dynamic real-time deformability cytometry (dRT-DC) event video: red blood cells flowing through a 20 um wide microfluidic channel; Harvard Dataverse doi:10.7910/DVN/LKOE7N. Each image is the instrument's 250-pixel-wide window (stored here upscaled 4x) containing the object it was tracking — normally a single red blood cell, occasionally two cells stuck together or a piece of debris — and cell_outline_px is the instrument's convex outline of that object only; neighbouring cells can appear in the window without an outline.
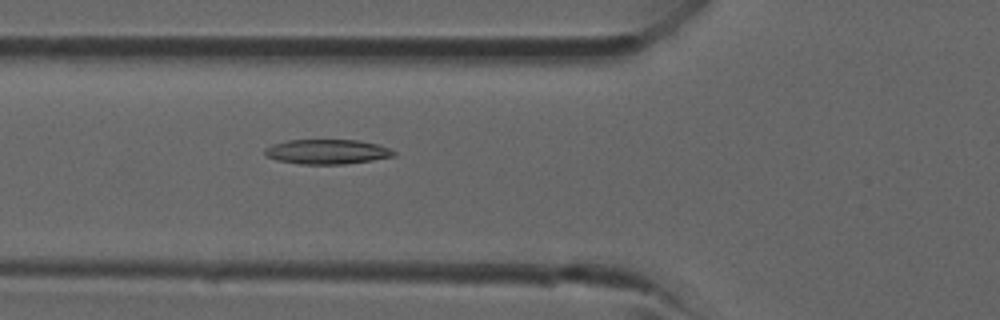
{"species": "common noctule bat (a hibernating species)", "species_latin": "Nyctalus noctula", "temperature_condition": "room temperature", "stored_images_in_passage": 38, "camera_frame_rate_fps": 3000, "um_per_image_px": 0.085, "animal": {"sex": "male", "forearm_length_mm": 52.5}, "frame": {"image": 1, "passage_image": 12, "time_ms": 3.667, "image_size_px": [1000, 320], "cell_outline_px": [[396, 156], [372, 160], [344, 164], [300, 164], [276, 160], [268, 156], [264, 152], [264, 148], [272, 144], [288, 140], [356, 140], [376, 144], [388, 148], [396, 152]], "centroid_in_image_um": [27.79, 12.9], "position_along_channel_um": 98.0, "area_um2": 18.5}}
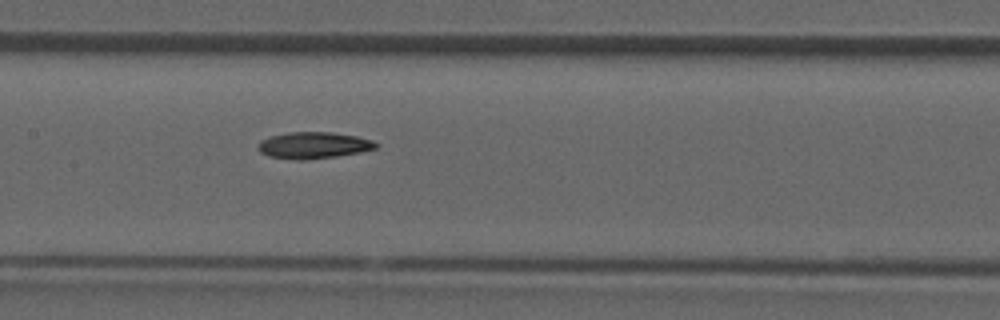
{"frame": {"image": 2, "passage_image": 17, "time_ms": 5.333, "image_size_px": [1000, 320], "cell_outline_px": [[380, 144], [376, 148], [360, 152], [332, 156], [300, 160], [296, 160], [268, 156], [260, 152], [256, 148], [256, 144], [260, 140], [272, 136], [288, 132], [332, 132], [356, 136], [372, 140]], "centroid_in_image_um": [26.61, 12.34], "position_along_channel_um": 180.8, "area_um2": 18.15}}
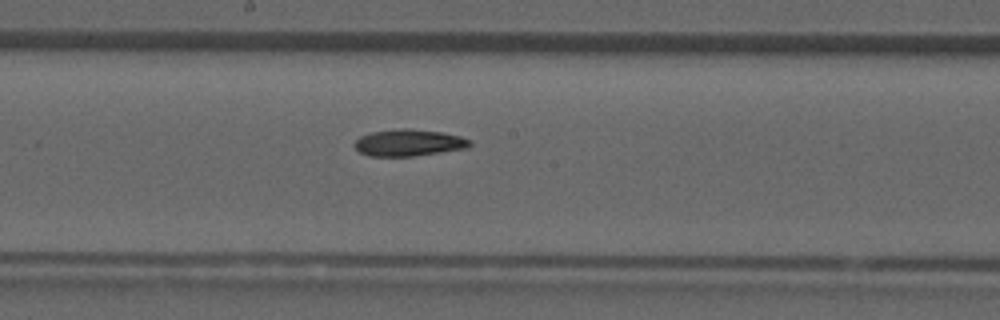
{"frame": {"image": 3, "passage_image": 19, "time_ms": 6.0, "image_size_px": [1000, 320], "cell_outline_px": [[472, 144], [468, 148], [412, 156], [368, 156], [360, 152], [352, 144], [360, 136], [372, 132], [400, 128], [408, 128], [440, 132], [460, 136], [472, 140]], "centroid_in_image_um": [34.74, 12.13], "position_along_channel_um": 213.5, "area_um2": 17.98}}